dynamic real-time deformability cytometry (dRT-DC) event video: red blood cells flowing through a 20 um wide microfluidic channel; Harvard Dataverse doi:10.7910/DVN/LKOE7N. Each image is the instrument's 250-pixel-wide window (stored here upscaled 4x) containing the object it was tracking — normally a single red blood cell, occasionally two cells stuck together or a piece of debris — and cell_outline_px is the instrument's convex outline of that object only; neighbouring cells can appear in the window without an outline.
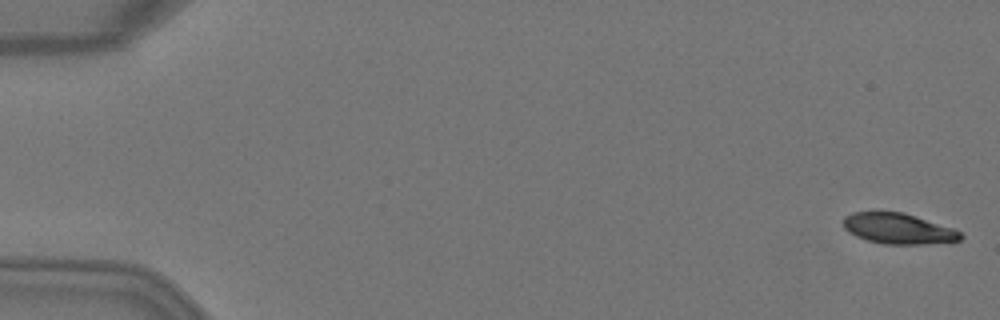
{"species": "Egyptian fruit bat (a non-hibernating species)", "species_latin": "Rousettus aegyptiacus", "temperature_condition": "warm", "stored_images_in_passage": 51, "camera_frame_rate_fps": 3000, "um_per_image_px": 0.085, "animal": {"sex": "female"}, "frame": {"image": 1, "passage_image": 1, "time_ms": 0.0, "image_size_px": [1000, 320], "cell_outline_px": [[964, 236], [960, 240], [924, 244], [884, 244], [868, 240], [856, 236], [848, 232], [844, 228], [844, 216], [852, 212], [904, 212], [952, 228], [960, 232]], "centroid_in_image_um": [76.33, 19.43], "position_along_channel_um": 8.7, "area_um2": 20.75}}
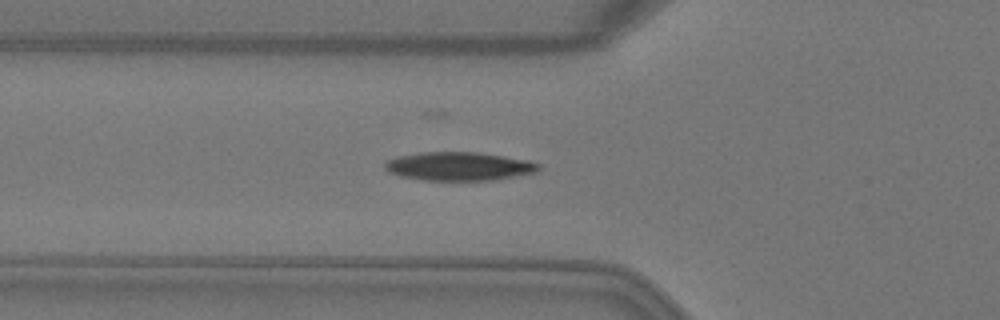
{"frame": {"image": 2, "passage_image": 18, "time_ms": 5.667, "image_size_px": [1000, 320], "cell_outline_px": [[540, 168], [536, 172], [496, 180], [420, 180], [400, 176], [388, 172], [384, 168], [384, 164], [388, 160], [400, 156], [420, 152], [476, 152], [504, 156], [528, 160], [540, 164]], "centroid_in_image_um": [39.01, 14.14], "position_along_channel_um": 86.8, "area_um2": 25.61}}
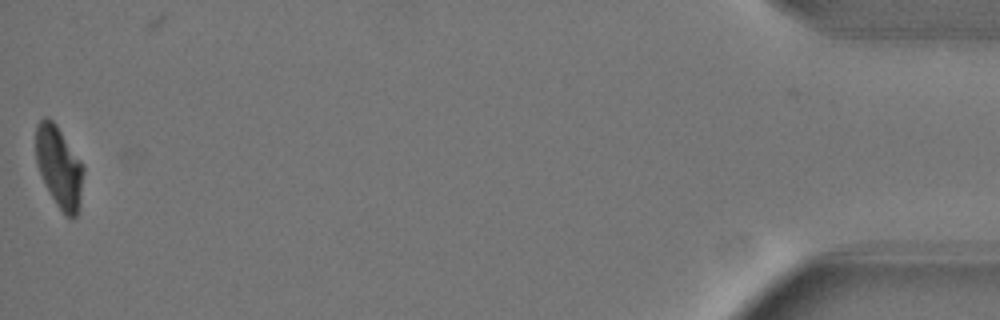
{"frame": {"image": 3, "passage_image": 50, "time_ms": 16.333, "image_size_px": [1000, 320], "cell_outline_px": [[84, 172], [80, 204], [76, 216], [72, 220], [64, 216], [56, 204], [36, 164], [36, 124], [44, 116], [48, 116], [56, 124], [84, 164]], "centroid_in_image_um": [5.05, 14.19], "position_along_channel_um": 430.2, "area_um2": 22.77}, "authors_computed_cell_mechanics": {"area_um2": 24.6228, "velocity_mm_per_s": 4.0729, "shape_relaxation_time_tau1_ms": 3.7249, "shape_relaxation_time_tau2_ms": 2.6396, "deformation_change_tau1": 0.1668, "deformation_change_tau2": 0.0538}}